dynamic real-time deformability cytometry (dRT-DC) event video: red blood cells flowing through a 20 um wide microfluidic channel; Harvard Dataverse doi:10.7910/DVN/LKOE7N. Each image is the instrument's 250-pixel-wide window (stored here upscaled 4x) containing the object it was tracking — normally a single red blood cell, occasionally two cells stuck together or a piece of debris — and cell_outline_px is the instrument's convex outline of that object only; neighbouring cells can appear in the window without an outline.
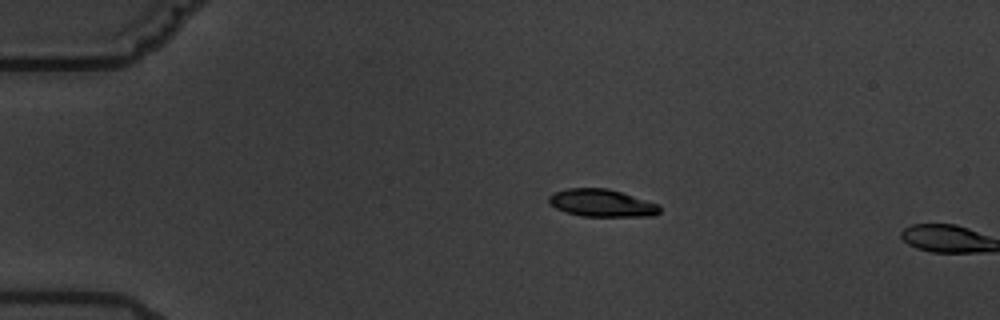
{"species": "common noctule bat (a hibernating species)", "species_latin": "Nyctalus noctula", "temperature_condition": "warm", "stored_images_in_passage": 2, "camera_frame_rate_fps": 3000, "um_per_image_px": 0.085, "animal": {"sex": "male", "body_mass_g": 19.5, "forearm_length_mm": 54.6}, "frame": {"image": 1, "passage_image": 1, "time_ms": 0.0, "image_size_px": [1000, 320], "cell_outline_px": [[660, 212], [652, 216], [580, 216], [564, 212], [548, 204], [548, 196], [552, 192], [568, 188], [608, 188], [660, 204]], "centroid_in_image_um": [51.11, 17.25], "position_along_channel_um": 33.9, "area_um2": 17.98}}